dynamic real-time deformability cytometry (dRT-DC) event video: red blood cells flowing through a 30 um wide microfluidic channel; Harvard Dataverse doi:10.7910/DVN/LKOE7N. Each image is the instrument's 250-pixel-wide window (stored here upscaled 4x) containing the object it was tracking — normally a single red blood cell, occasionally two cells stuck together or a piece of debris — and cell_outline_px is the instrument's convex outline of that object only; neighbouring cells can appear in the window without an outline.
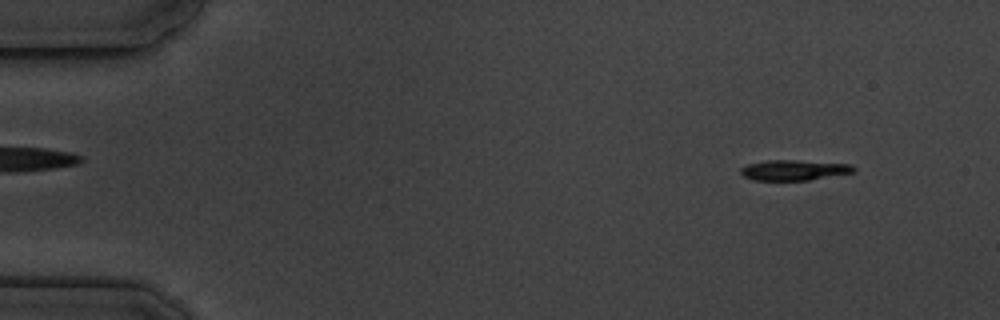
{"species": "common noctule bat (a hibernating species)", "species_latin": "Nyctalus noctula", "temperature_condition": "cold", "stored_images_in_passage": 5, "camera_frame_rate_fps": 3000, "um_per_image_px": 0.085, "animal": {"sex": "male", "body_mass_g": 19.5, "forearm_length_mm": 54.6}, "frame": {"image": 1, "passage_image": 2, "time_ms": 1.333, "image_size_px": [1000, 320], "cell_outline_px": [[856, 172], [808, 180], [752, 180], [744, 176], [740, 172], [740, 168], [748, 164], [768, 160], [796, 160], [852, 164], [856, 168]], "centroid_in_image_um": [67.52, 14.45], "position_along_channel_um": 17.5, "area_um2": 13.47}}
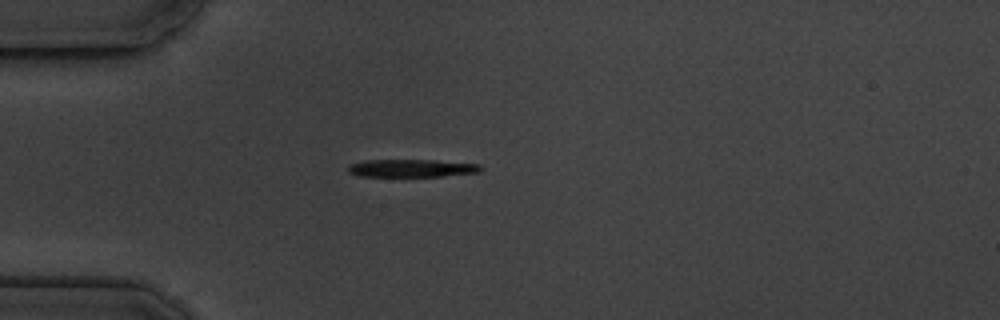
{"frame": {"image": 2, "passage_image": 5, "time_ms": 4.667, "image_size_px": [1000, 320], "cell_outline_px": [[484, 168], [480, 172], [440, 176], [360, 176], [348, 172], [348, 164], [364, 160], [432, 160], [480, 164]], "centroid_in_image_um": [34.99, 14.29], "position_along_channel_um": 50.0, "area_um2": 13.7}}